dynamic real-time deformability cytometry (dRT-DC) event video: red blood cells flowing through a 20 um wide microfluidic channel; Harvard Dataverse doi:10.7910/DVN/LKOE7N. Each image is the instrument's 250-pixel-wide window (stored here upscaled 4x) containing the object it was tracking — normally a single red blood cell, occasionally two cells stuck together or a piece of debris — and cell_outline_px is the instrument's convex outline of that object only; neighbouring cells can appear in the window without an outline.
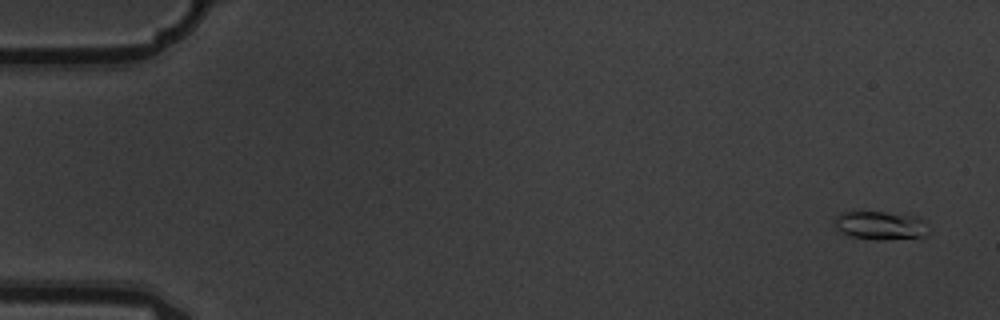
{"species": "common noctule bat (a hibernating species)", "species_latin": "Nyctalus noctula", "temperature_condition": "warm", "stored_images_in_passage": 6, "camera_frame_rate_fps": 3000, "um_per_image_px": 0.085, "animal": {"sex": "male", "body_mass_g": 19.5, "forearm_length_mm": 54.6}, "frame": {"image": 1, "passage_image": 1, "time_ms": 0.0, "image_size_px": [1000, 320], "cell_outline_px": [[928, 236], [884, 240], [876, 240], [852, 236], [840, 232], [836, 228], [832, 220], [840, 212], [884, 212], [920, 216], [924, 220], [928, 232]], "centroid_in_image_um": [74.84, 19.16], "position_along_channel_um": 10.2, "area_um2": 15.84}}
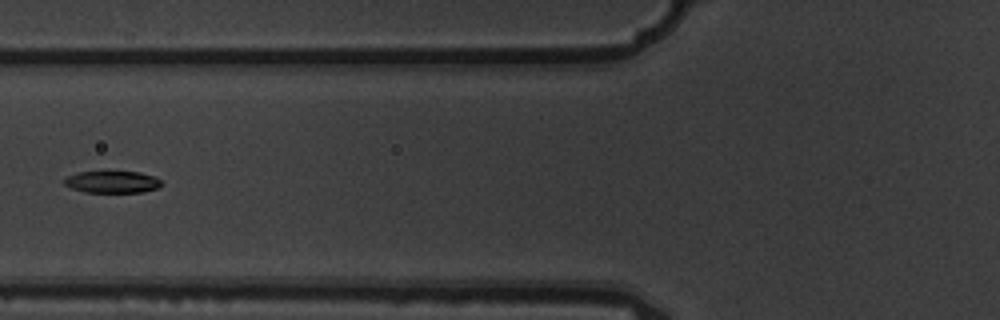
{"frame": {"image": 2, "passage_image": 6, "time_ms": 1.667, "image_size_px": [1000, 320], "cell_outline_px": [[164, 184], [156, 188], [144, 192], [84, 192], [72, 188], [64, 184], [64, 180], [68, 176], [76, 172], [140, 172], [152, 176], [160, 180]], "centroid_in_image_um": [9.54, 15.47], "position_along_channel_um": 116.3, "area_um2": 12.31}}